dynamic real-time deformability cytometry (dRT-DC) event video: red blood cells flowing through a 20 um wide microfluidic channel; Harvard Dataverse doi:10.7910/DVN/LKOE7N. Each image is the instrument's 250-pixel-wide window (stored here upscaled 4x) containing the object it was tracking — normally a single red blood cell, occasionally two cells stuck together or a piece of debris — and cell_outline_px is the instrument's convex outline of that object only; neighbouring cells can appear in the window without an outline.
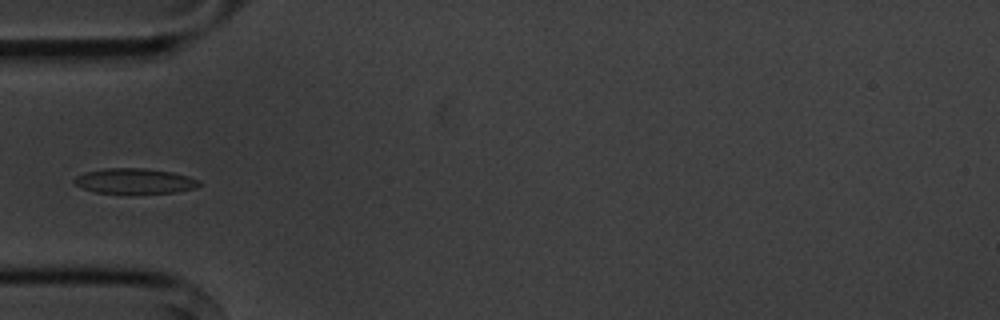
{"species": "common noctule bat (a hibernating species)", "species_latin": "Nyctalus noctula", "temperature_condition": "cold", "stored_images_in_passage": 6, "camera_frame_rate_fps": 3000, "um_per_image_px": 0.085, "animal": {"sex": "male", "body_mass_g": 20.1, "forearm_length_mm": 53.5}, "frame": {"image": 1, "passage_image": 6, "time_ms": 5.667, "image_size_px": [1000, 320], "cell_outline_px": [[200, 184], [196, 188], [176, 192], [96, 192], [80, 188], [72, 184], [72, 180], [76, 176], [84, 172], [104, 168], [144, 168], [172, 172], [188, 176], [200, 180]], "centroid_in_image_um": [11.4, 15.37], "position_along_channel_um": 73.6, "area_um2": 18.26}}